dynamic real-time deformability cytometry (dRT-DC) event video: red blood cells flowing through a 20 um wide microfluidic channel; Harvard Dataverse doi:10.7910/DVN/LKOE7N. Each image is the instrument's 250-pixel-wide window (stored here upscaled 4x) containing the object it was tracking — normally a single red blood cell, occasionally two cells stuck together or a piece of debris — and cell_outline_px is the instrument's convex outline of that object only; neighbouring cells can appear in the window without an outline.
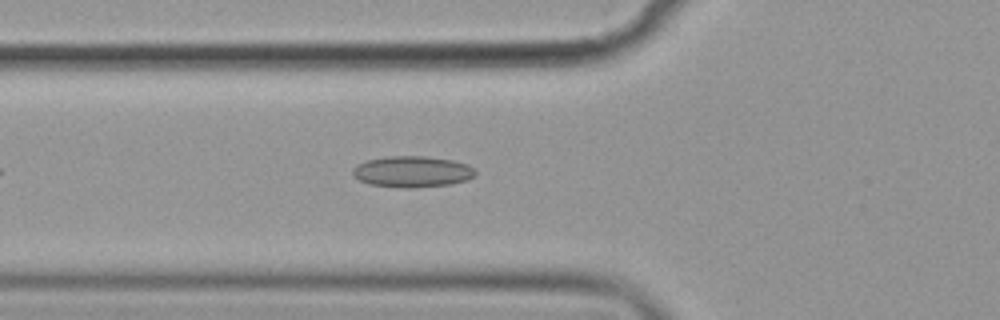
{"species": "common noctule bat (a hibernating species)", "species_latin": "Nyctalus noctula", "temperature_condition": "cold", "stored_images_in_passage": 44, "camera_frame_rate_fps": 3000, "um_per_image_px": 0.085, "animal": {"sex": "female", "body_mass_g": 19.9}, "frame": {"image": 1, "passage_image": 8, "time_ms": 2.333, "image_size_px": [1000, 320], "cell_outline_px": [[476, 176], [468, 180], [452, 184], [408, 188], [404, 188], [368, 184], [352, 176], [352, 168], [356, 164], [368, 160], [388, 156], [428, 156], [452, 160], [468, 164], [476, 172]], "centroid_in_image_um": [35.04, 14.59], "position_along_channel_um": 90.8, "area_um2": 22.48}}
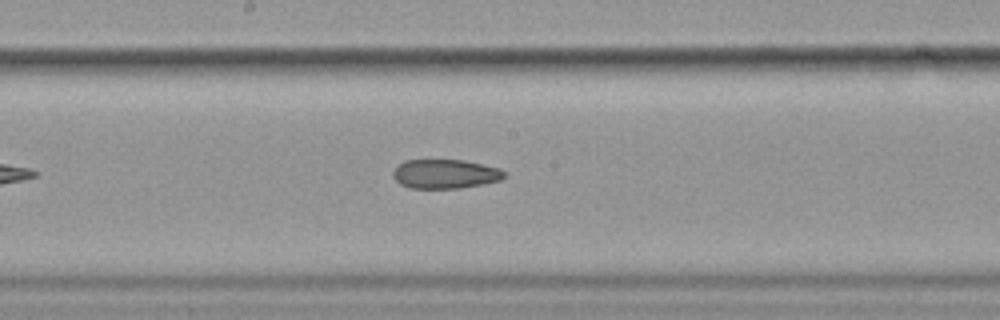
{"frame": {"image": 2, "passage_image": 18, "time_ms": 5.667, "image_size_px": [1000, 320], "cell_outline_px": [[508, 176], [500, 180], [460, 188], [408, 188], [400, 184], [392, 176], [392, 172], [404, 160], [464, 160], [496, 168], [504, 172]], "centroid_in_image_um": [37.8, 14.79], "position_along_channel_um": 210.4, "area_um2": 18.73}}
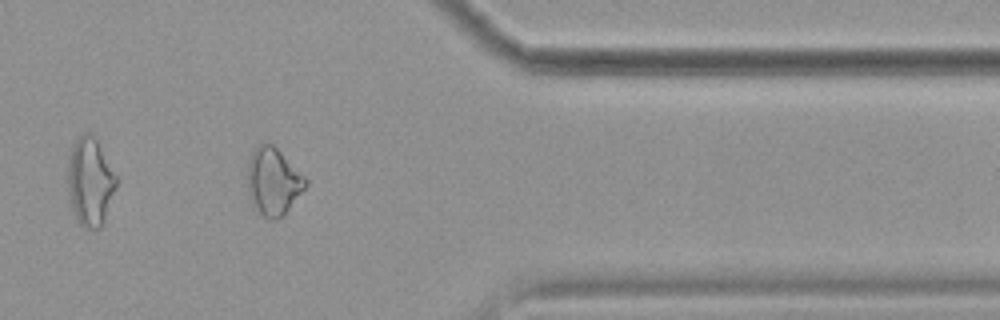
{"frame": {"image": 3, "passage_image": 34, "time_ms": 11.0, "image_size_px": [1000, 320], "cell_outline_px": [[308, 184], [284, 216], [276, 220], [268, 220], [256, 212], [252, 208], [248, 196], [248, 160], [252, 152], [264, 140], [268, 140], [308, 180]], "centroid_in_image_um": [23.2, 15.47], "position_along_channel_um": 388.2, "area_um2": 23.18}, "authors_computed_cell_mechanics": {"area_um2": 21.5883, "velocity_mm_per_s": 3.5788, "shape_relaxation_time_tau1_ms": null, "shape_relaxation_time_tau2_ms": 6.987, "deformation_change_tau1": null, "deformation_change_tau2": 0.164}}